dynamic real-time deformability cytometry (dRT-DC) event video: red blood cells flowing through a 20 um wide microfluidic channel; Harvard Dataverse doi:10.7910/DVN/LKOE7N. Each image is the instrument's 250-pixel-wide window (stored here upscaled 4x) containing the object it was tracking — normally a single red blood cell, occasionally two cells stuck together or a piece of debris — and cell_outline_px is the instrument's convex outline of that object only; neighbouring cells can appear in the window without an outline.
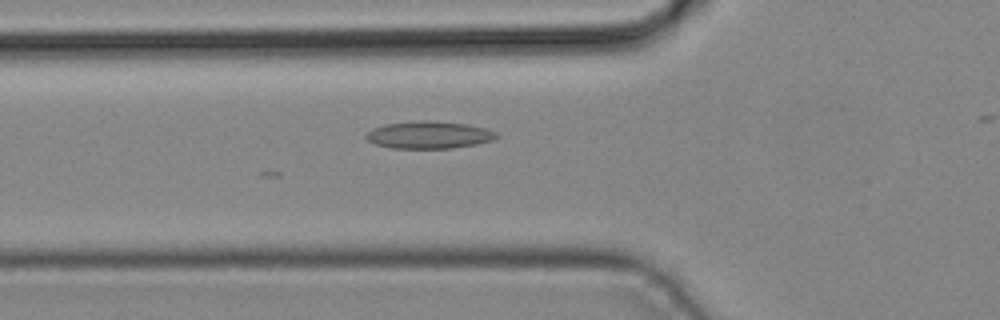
{"species": "common noctule bat (a hibernating species)", "species_latin": "Nyctalus noctula", "temperature_condition": "cold", "stored_images_in_passage": 31, "camera_frame_rate_fps": 3000, "um_per_image_px": 0.085, "animal": {"sex": "male", "body_mass_g": 19.2, "forearm_length_mm": 51.8}, "frame": {"image": 1, "passage_image": 10, "time_ms": 3.0, "image_size_px": [1000, 320], "cell_outline_px": [[500, 136], [492, 140], [476, 144], [452, 148], [392, 148], [376, 144], [368, 140], [364, 136], [372, 128], [384, 124], [416, 120], [424, 120], [468, 124], [484, 128], [496, 132]], "centroid_in_image_um": [36.45, 11.46], "position_along_channel_um": 89.4, "area_um2": 20.75}}
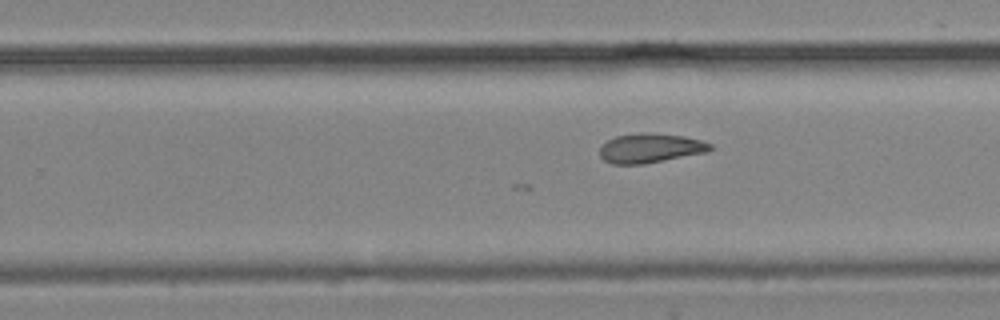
{"frame": {"image": 2, "passage_image": 22, "time_ms": 7.0, "image_size_px": [1000, 320], "cell_outline_px": [[712, 148], [708, 152], [644, 164], [612, 164], [604, 160], [600, 156], [600, 148], [608, 140], [616, 136], [636, 132], [652, 132], [684, 136], [700, 140], [712, 144]], "centroid_in_image_um": [55.28, 12.58], "position_along_channel_um": 274.5, "area_um2": 19.07}}
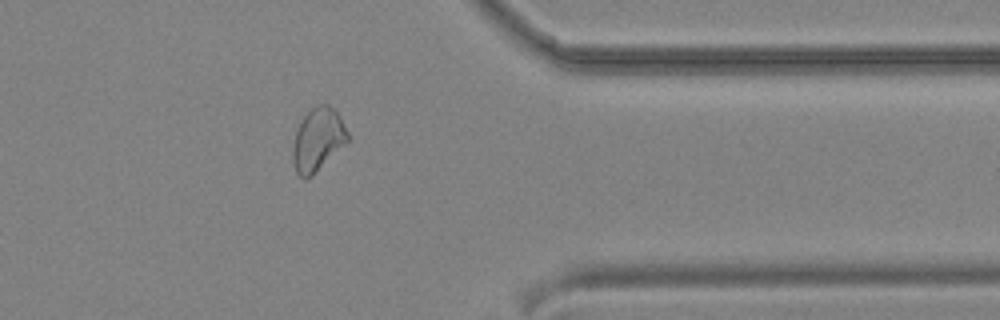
{"frame": {"image": 3, "passage_image": 30, "time_ms": 9.667, "image_size_px": [1000, 320], "cell_outline_px": [[352, 136], [312, 176], [304, 180], [296, 172], [292, 160], [292, 148], [296, 132], [304, 116], [312, 108], [320, 104], [328, 104], [336, 108]], "centroid_in_image_um": [27.04, 11.85], "position_along_channel_um": 384.4, "area_um2": 20.29}}